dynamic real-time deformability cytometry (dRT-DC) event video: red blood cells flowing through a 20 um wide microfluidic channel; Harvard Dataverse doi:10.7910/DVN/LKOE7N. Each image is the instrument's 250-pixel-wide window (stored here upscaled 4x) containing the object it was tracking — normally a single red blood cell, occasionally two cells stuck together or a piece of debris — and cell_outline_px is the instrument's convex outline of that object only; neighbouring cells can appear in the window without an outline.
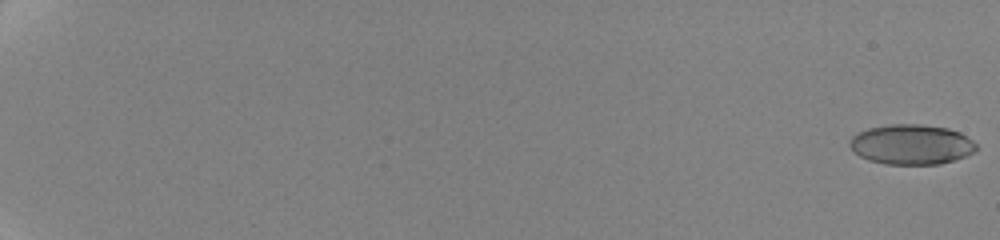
{"species": "human", "species_latin": "Homo sapiens", "temperature_condition": "cold", "stored_images_in_passage": 87, "camera_frame_rate_fps": 3000, "um_per_image_px": 0.085, "donor": {"sex": "female"}, "frame": {"image": 1, "passage_image": 1, "time_ms": 0.0, "image_size_px": [1000, 240], "cell_outline_px": [[976, 152], [940, 164], [884, 164], [868, 160], [860, 156], [848, 144], [852, 136], [868, 128], [892, 124], [920, 124], [948, 128], [960, 132], [972, 140], [976, 144]], "centroid_in_image_um": [77.48, 12.28], "position_along_channel_um": 7.5, "area_um2": 29.42}}
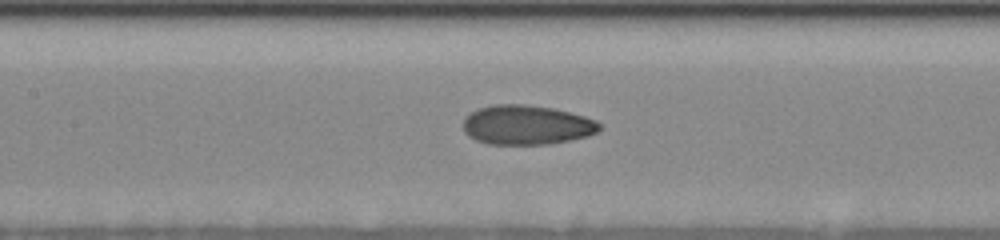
{"frame": {"image": 2, "passage_image": 52, "time_ms": 11.0, "image_size_px": [1000, 240], "cell_outline_px": [[600, 128], [596, 132], [588, 136], [548, 144], [488, 144], [476, 140], [468, 136], [464, 132], [464, 116], [480, 108], [492, 104], [524, 104], [552, 108], [584, 116], [596, 120], [600, 124]], "centroid_in_image_um": [44.74, 10.62], "position_along_channel_um": 162.7, "area_um2": 31.27}}
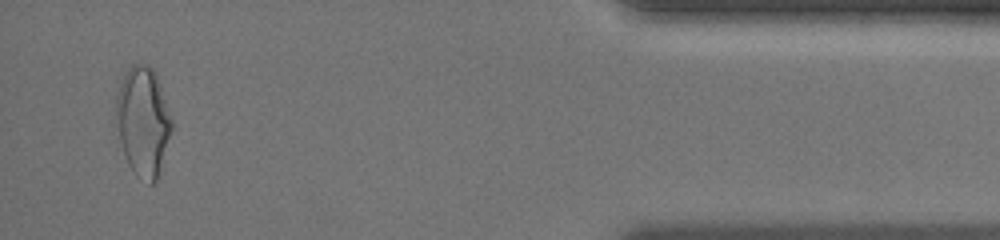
{"frame": {"image": 3, "passage_image": 85, "time_ms": 19.667, "image_size_px": [1000, 240], "cell_outline_px": [[172, 128], [156, 180], [152, 184], [148, 184], [128, 164], [112, 124], [112, 120], [116, 96], [120, 80], [128, 68], [132, 64], [148, 64], [156, 72], [172, 120]], "centroid_in_image_um": [12.08, 10.25], "position_along_channel_um": 423.1, "area_um2": 35.89}, "authors_computed_cell_mechanics": {"area_um2": 30.345, "velocity_mm_per_s": 3.5507, "shape_relaxation_time_tau1_ms": 9.1108, "shape_relaxation_time_tau2_ms": 1.3857, "deformation_change_tau1": 0.2019, "deformation_change_tau2": 0.07}}